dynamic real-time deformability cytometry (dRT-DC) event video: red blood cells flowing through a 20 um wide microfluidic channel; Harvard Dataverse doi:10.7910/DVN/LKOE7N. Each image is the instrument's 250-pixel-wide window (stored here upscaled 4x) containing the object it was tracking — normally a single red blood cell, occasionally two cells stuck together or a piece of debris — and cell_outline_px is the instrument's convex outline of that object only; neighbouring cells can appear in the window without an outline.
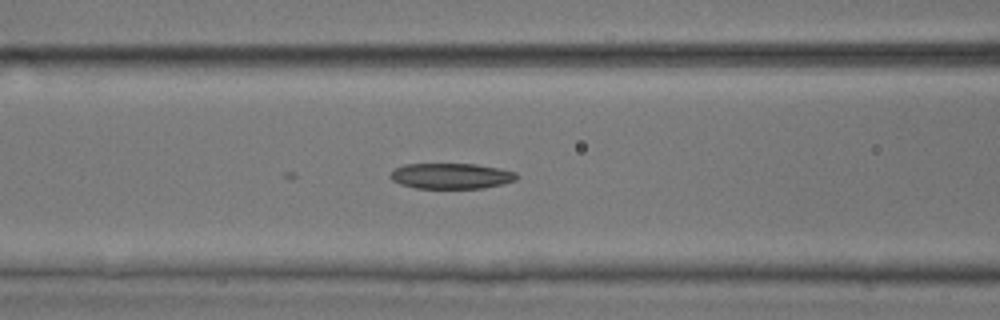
{"species": "common noctule bat (a hibernating species)", "species_latin": "Nyctalus noctula", "temperature_condition": "room temperature", "stored_images_in_passage": 8, "camera_frame_rate_fps": 3000, "um_per_image_px": 0.085, "animal": {"sex": "male", "body_mass_g": 17.9, "forearm_length_mm": 54.2}, "frame": {"image": 1, "passage_image": 8, "time_ms": 2.333, "image_size_px": [1000, 320], "cell_outline_px": [[520, 176], [516, 180], [484, 188], [416, 188], [400, 184], [392, 180], [388, 176], [396, 168], [404, 164], [476, 164], [500, 168], [516, 172]], "centroid_in_image_um": [38.36, 14.95], "position_along_channel_um": 128.2, "area_um2": 18.9}}